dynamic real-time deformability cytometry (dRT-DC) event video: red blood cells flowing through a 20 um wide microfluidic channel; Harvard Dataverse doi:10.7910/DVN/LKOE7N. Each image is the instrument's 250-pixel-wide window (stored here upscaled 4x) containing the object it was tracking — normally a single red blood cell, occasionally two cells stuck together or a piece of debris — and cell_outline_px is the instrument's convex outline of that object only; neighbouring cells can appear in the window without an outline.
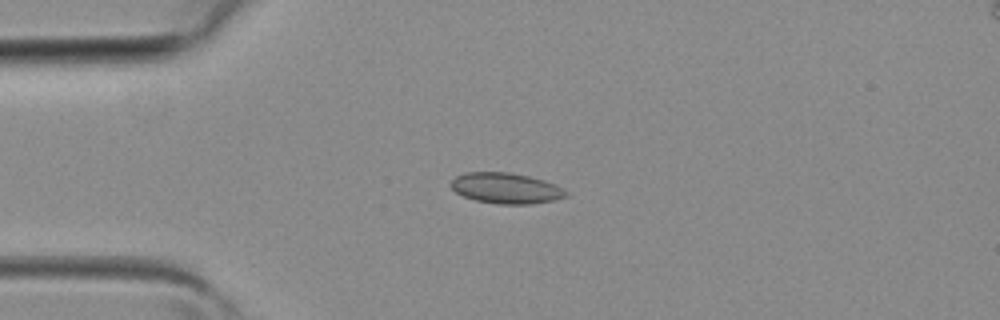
{"species": "common noctule bat (a hibernating species)", "species_latin": "Nyctalus noctula", "temperature_condition": "room temperature", "stored_images_in_passage": 4, "camera_frame_rate_fps": 3000, "um_per_image_px": 0.085, "animal": {"sex": "female", "body_mass_g": 19.3, "forearm_length_mm": 54.1}, "frame": {"image": 1, "passage_image": 2, "time_ms": 0.333, "image_size_px": [1000, 320], "cell_outline_px": [[568, 196], [552, 200], [532, 204], [496, 204], [476, 200], [464, 196], [456, 192], [448, 184], [456, 176], [464, 172], [508, 172], [528, 176], [544, 180], [556, 184], [564, 188], [568, 192]], "centroid_in_image_um": [43.01, 15.99], "position_along_channel_um": 42.0, "area_um2": 20.69}}
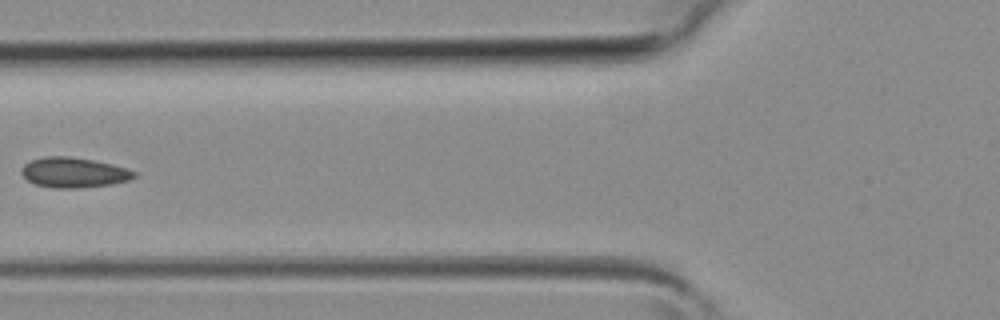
{"frame": {"image": 2, "passage_image": 4, "time_ms": 1.0, "image_size_px": [1000, 320], "cell_outline_px": [[136, 176], [128, 180], [112, 184], [72, 188], [52, 188], [36, 184], [28, 180], [20, 172], [20, 168], [24, 164], [32, 160], [44, 156], [68, 156], [92, 160], [112, 164], [136, 172]], "centroid_in_image_um": [6.23, 14.66], "position_along_channel_um": 119.6, "area_um2": 19.59}}